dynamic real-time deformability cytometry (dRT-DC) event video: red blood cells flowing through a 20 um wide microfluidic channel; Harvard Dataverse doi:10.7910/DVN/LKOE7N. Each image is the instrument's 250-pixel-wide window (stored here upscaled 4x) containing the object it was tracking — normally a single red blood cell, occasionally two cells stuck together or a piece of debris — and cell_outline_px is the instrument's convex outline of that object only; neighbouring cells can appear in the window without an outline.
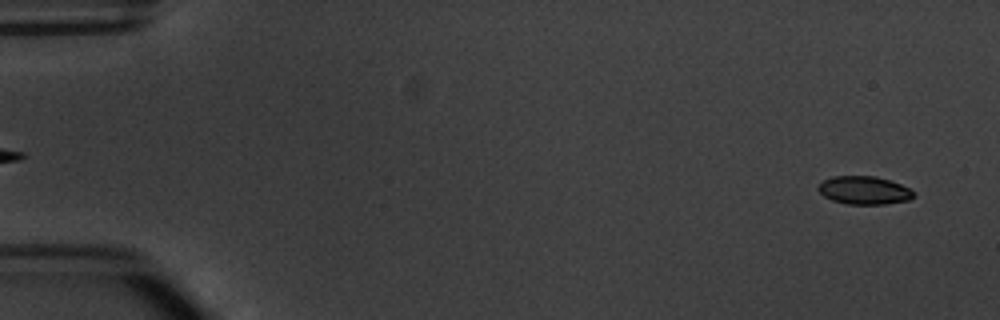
{"species": "common noctule bat (a hibernating species)", "species_latin": "Nyctalus noctula", "temperature_condition": "warm", "stored_images_in_passage": 4, "camera_frame_rate_fps": 3000, "um_per_image_px": 0.085, "animal": {"sex": "male", "body_mass_g": 20.1, "forearm_length_mm": 53.5}, "frame": {"image": 1, "passage_image": 1, "time_ms": 0.0, "image_size_px": [1000, 320], "cell_outline_px": [[916, 196], [908, 200], [884, 204], [848, 204], [832, 200], [824, 196], [816, 188], [824, 180], [832, 176], [876, 176], [900, 184], [916, 192]], "centroid_in_image_um": [73.46, 16.17], "position_along_channel_um": 11.5, "area_um2": 15.61}}
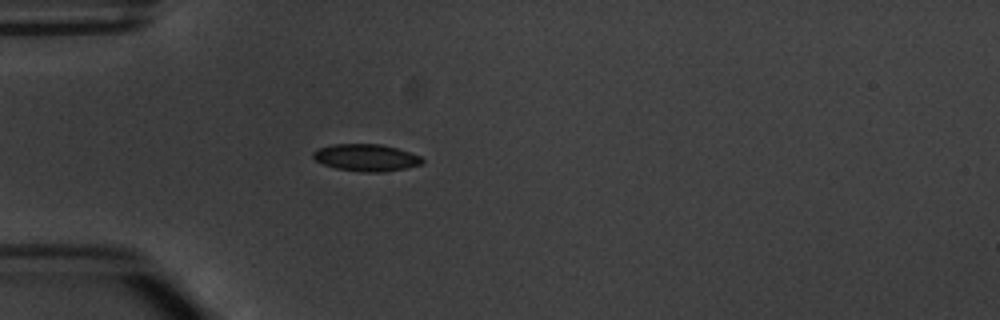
{"frame": {"image": 2, "passage_image": 4, "time_ms": 4.333, "image_size_px": [1000, 320], "cell_outline_px": [[424, 164], [408, 168], [384, 172], [360, 172], [336, 168], [324, 164], [316, 160], [312, 156], [312, 152], [320, 148], [332, 144], [380, 144], [396, 148], [420, 156], [424, 160]], "centroid_in_image_um": [31.15, 13.41], "position_along_channel_um": 53.9, "area_um2": 17.22}}